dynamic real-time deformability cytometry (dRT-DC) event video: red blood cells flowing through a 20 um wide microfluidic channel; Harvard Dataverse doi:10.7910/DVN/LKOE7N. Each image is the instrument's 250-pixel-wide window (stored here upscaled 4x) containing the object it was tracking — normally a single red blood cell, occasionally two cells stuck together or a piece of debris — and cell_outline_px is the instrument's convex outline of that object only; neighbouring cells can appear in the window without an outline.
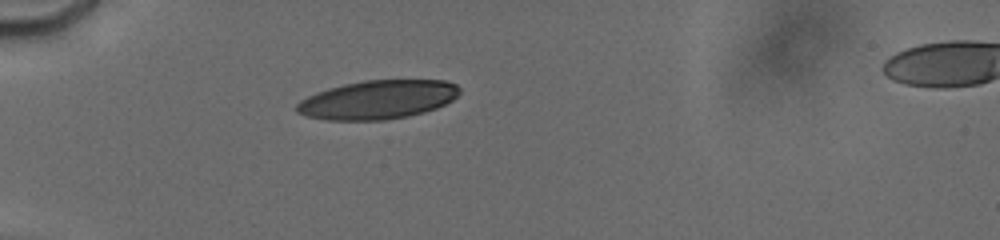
{"species": "human", "species_latin": "Homo sapiens", "temperature_condition": "cold", "stored_images_in_passage": 7, "camera_frame_rate_fps": 3000, "um_per_image_px": 0.085, "donor": {"sex": "male"}, "frame": {"image": 1, "passage_image": 3, "time_ms": 1.333, "image_size_px": [1000, 240], "cell_outline_px": [[460, 92], [452, 100], [436, 108], [424, 112], [404, 116], [380, 120], [328, 120], [308, 116], [296, 112], [296, 104], [300, 100], [316, 92], [328, 88], [344, 84], [364, 80], [444, 80], [456, 84], [460, 88]], "centroid_in_image_um": [32.09, 8.46], "position_along_channel_um": 52.9, "area_um2": 36.59}}
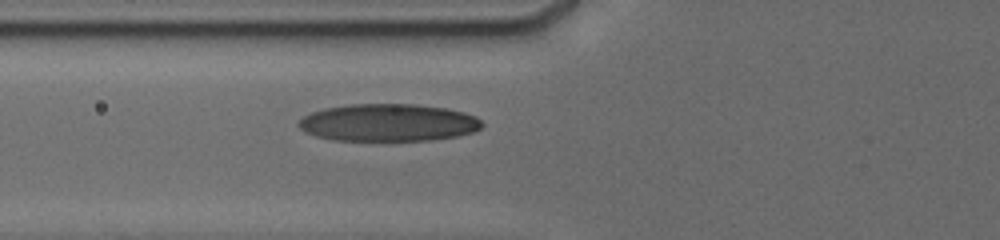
{"frame": {"image": 2, "passage_image": 7, "time_ms": 3.0, "image_size_px": [1000, 240], "cell_outline_px": [[484, 124], [480, 128], [472, 132], [456, 136], [428, 140], [336, 140], [316, 136], [300, 128], [296, 124], [304, 116], [312, 112], [324, 108], [352, 104], [416, 104], [448, 108], [464, 112], [476, 116]], "centroid_in_image_um": [33.03, 10.41], "position_along_channel_um": 92.8, "area_um2": 39.82}}